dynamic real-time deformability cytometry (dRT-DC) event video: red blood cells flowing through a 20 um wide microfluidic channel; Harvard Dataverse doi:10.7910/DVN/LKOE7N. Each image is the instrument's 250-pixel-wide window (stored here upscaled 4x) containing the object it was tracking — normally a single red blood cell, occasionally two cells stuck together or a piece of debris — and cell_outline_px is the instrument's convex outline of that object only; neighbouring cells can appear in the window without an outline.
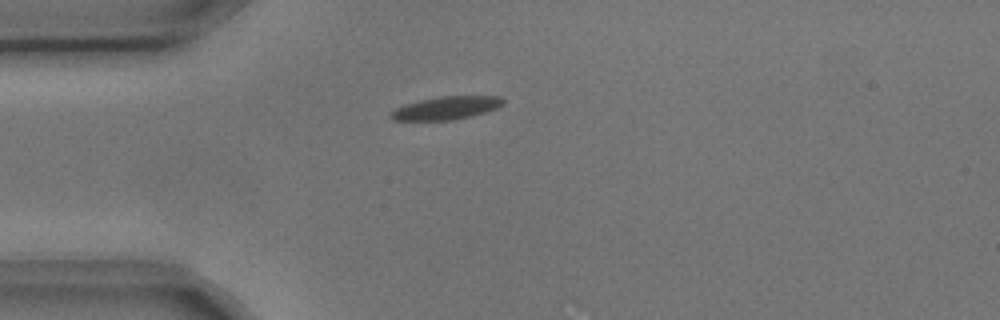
{"species": "common noctule bat (a hibernating species)", "species_latin": "Nyctalus noctula", "temperature_condition": "cold", "stored_images_in_passage": 1, "camera_frame_rate_fps": 3000, "um_per_image_px": 0.085, "animal": {"sex": "male", "body_mass_g": 17.9, "forearm_length_mm": 54.2}, "frame": {"image": 1, "passage_image": 1, "time_ms": 0.0, "image_size_px": [1000, 320], "cell_outline_px": [[504, 104], [496, 108], [472, 116], [452, 120], [392, 120], [388, 116], [396, 108], [404, 104], [420, 100], [440, 96], [500, 96], [504, 100]], "centroid_in_image_um": [37.92, 9.17], "position_along_channel_um": 47.1, "area_um2": 15.03}}